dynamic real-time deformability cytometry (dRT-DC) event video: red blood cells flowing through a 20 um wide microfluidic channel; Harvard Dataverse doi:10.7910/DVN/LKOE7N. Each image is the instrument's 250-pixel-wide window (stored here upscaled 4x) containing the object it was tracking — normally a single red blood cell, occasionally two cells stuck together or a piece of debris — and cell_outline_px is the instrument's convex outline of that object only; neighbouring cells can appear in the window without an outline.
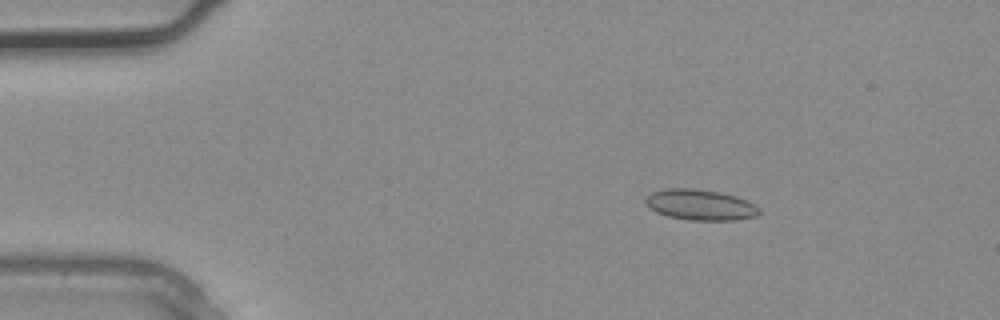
{"species": "common noctule bat (a hibernating species)", "species_latin": "Nyctalus noctula", "temperature_condition": "warm", "stored_images_in_passage": 1, "camera_frame_rate_fps": 3000, "um_per_image_px": 0.085, "animal": {"sex": "male", "body_mass_g": 20.4}, "frame": {"image": 1, "passage_image": 1, "time_ms": 0.0, "image_size_px": [1000, 320], "cell_outline_px": [[760, 212], [756, 216], [736, 220], [688, 220], [668, 216], [656, 212], [644, 204], [644, 196], [652, 192], [668, 188], [692, 188], [720, 192], [736, 196], [748, 200], [756, 204], [760, 208]], "centroid_in_image_um": [59.52, 17.4], "position_along_channel_um": 25.5, "area_um2": 20.63}}